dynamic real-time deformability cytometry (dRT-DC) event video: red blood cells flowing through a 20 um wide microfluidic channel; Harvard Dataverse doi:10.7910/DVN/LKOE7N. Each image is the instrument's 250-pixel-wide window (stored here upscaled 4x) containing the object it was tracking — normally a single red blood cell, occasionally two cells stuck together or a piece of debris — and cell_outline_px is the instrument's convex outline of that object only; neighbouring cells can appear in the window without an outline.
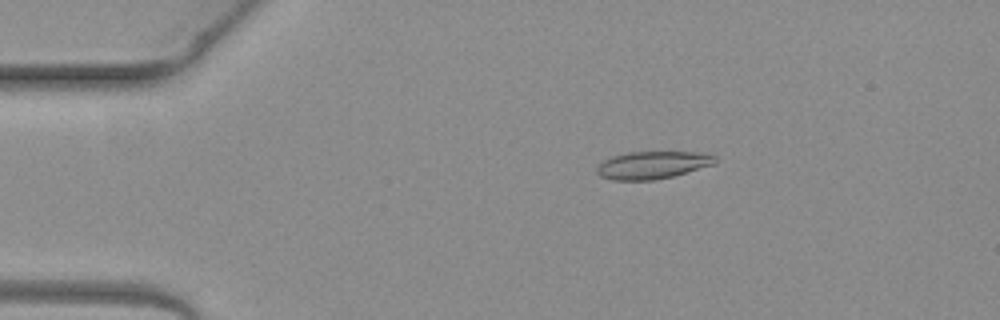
{"species": "common noctule bat (a hibernating species)", "species_latin": "Nyctalus noctula", "temperature_condition": "warm", "stored_images_in_passage": 6, "camera_frame_rate_fps": 3000, "um_per_image_px": 0.085, "animal": {"sex": "female", "body_mass_g": 19.3, "forearm_length_mm": 54.1}, "frame": {"image": 1, "passage_image": 2, "time_ms": 0.333, "image_size_px": [1000, 320], "cell_outline_px": [[716, 164], [672, 176], [652, 180], [612, 180], [600, 176], [596, 172], [596, 164], [612, 156], [628, 152], [696, 152], [716, 156]], "centroid_in_image_um": [55.42, 14.03], "position_along_channel_um": 29.6, "area_um2": 19.02}}
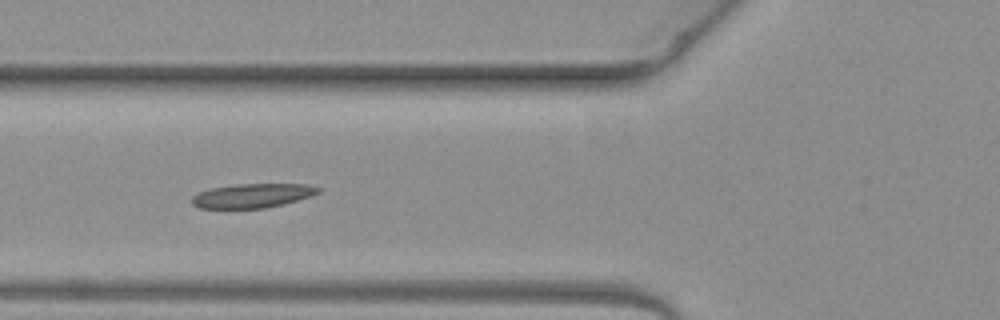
{"frame": {"image": 2, "passage_image": 5, "time_ms": 1.333, "image_size_px": [1000, 320], "cell_outline_px": [[320, 192], [312, 196], [284, 204], [264, 208], [200, 208], [192, 204], [192, 196], [200, 192], [212, 188], [236, 184], [308, 184], [320, 188]], "centroid_in_image_um": [21.49, 16.63], "position_along_channel_um": 104.3, "area_um2": 17.74}}
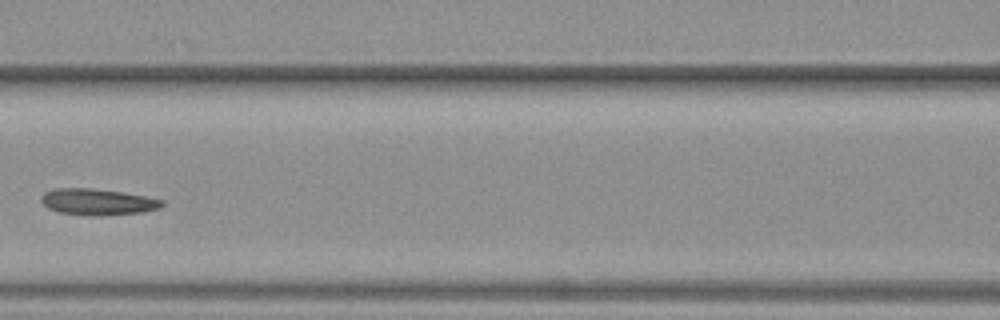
{"frame": {"image": 3, "passage_image": 6, "time_ms": 1.667, "image_size_px": [1000, 320], "cell_outline_px": [[164, 204], [160, 208], [140, 212], [56, 212], [48, 208], [40, 200], [40, 196], [44, 192], [56, 188], [92, 188], [120, 192], [144, 196], [164, 200]], "centroid_in_image_um": [8.25, 17.09], "position_along_channel_um": 158.3, "area_um2": 17.22}}